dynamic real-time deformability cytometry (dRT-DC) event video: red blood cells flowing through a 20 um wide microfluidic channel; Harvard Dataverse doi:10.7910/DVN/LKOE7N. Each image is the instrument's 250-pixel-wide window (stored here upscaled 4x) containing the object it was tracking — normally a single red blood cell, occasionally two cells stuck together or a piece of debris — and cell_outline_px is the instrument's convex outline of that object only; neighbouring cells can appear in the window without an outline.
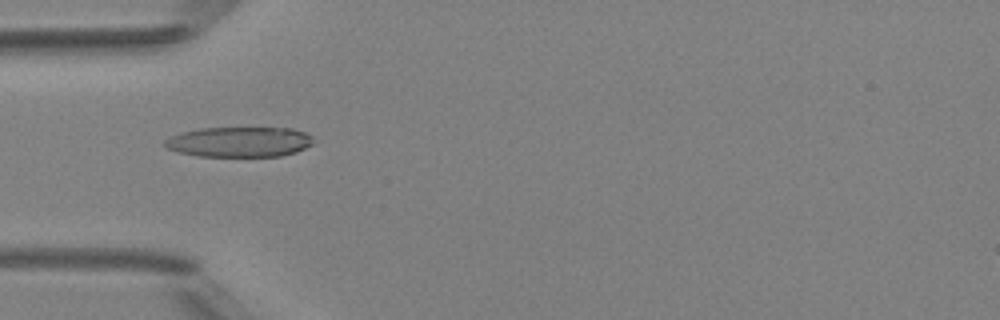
{"species": "Egyptian fruit bat (a non-hibernating species)", "species_latin": "Rousettus aegyptiacus", "temperature_condition": "room temperature", "stored_images_in_passage": 45, "camera_frame_rate_fps": 3000, "um_per_image_px": 0.085, "animal": {"sex": "female"}, "frame": {"image": 1, "passage_image": 12, "time_ms": 3.667, "image_size_px": [1000, 320], "cell_outline_px": [[312, 144], [296, 152], [280, 156], [196, 156], [164, 148], [164, 140], [180, 132], [200, 128], [292, 128], [304, 132], [312, 136]], "centroid_in_image_um": [20.31, 12.06], "position_along_channel_um": 64.7, "area_um2": 26.13}}
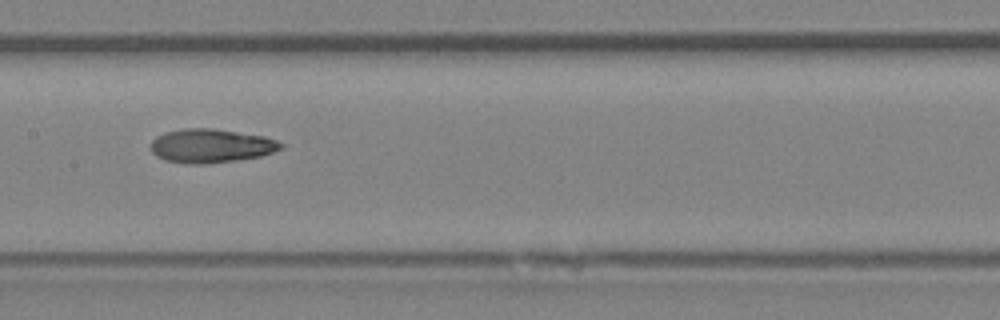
{"frame": {"image": 2, "passage_image": 21, "time_ms": 6.667, "image_size_px": [1000, 320], "cell_outline_px": [[284, 148], [260, 156], [236, 160], [200, 164], [188, 164], [164, 160], [156, 156], [152, 152], [152, 140], [156, 136], [164, 132], [184, 128], [212, 128], [264, 136], [276, 140], [284, 144]], "centroid_in_image_um": [17.92, 12.39], "position_along_channel_um": 189.5, "area_um2": 25.61}}
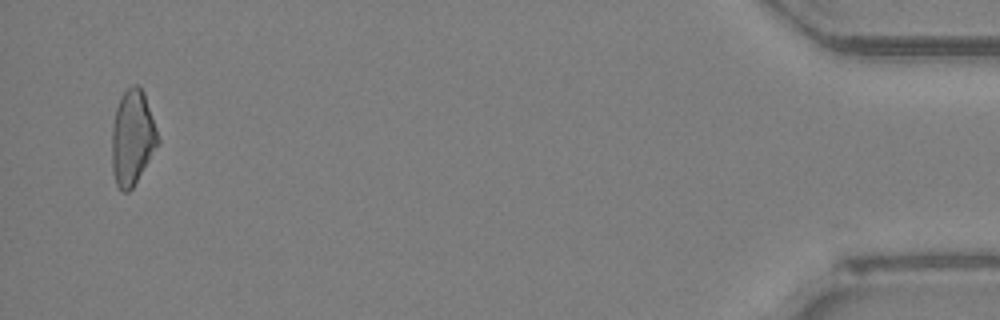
{"frame": {"image": 3, "passage_image": 44, "time_ms": 14.333, "image_size_px": [1000, 320], "cell_outline_px": [[160, 144], [132, 188], [128, 192], [120, 192], [116, 184], [112, 172], [112, 128], [116, 108], [124, 92], [132, 84], [136, 84], [144, 92], [160, 140]], "centroid_in_image_um": [11.26, 11.74], "position_along_channel_um": 423.9, "area_um2": 25.55}, "authors_computed_cell_mechanics": {"area_um2": 25.3164, "velocity_mm_per_s": 4.1963, "shape_relaxation_time_tau1_ms": null, "shape_relaxation_time_tau2_ms": 4.8838, "deformation_change_tau1": null, "deformation_change_tau2": 0.1361}}